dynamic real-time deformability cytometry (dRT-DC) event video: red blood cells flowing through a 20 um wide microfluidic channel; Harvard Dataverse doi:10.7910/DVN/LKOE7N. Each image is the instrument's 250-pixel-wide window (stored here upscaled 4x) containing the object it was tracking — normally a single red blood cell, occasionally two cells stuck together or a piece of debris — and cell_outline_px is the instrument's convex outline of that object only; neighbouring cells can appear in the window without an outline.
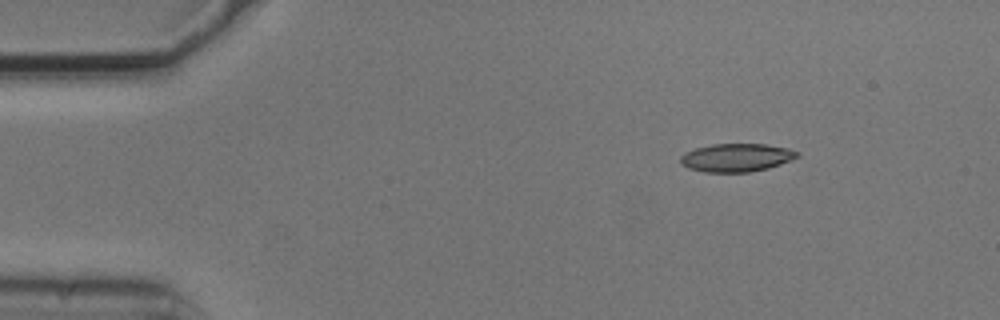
{"species": "common noctule bat (a hibernating species)", "species_latin": "Nyctalus noctula", "temperature_condition": "cold", "stored_images_in_passage": 7, "camera_frame_rate_fps": 3000, "um_per_image_px": 0.085, "animal": {"sex": "male", "body_mass_g": 20.5, "forearm_length_mm": 52.5}, "frame": {"image": 1, "passage_image": 2, "time_ms": 0.333, "image_size_px": [1000, 320], "cell_outline_px": [[800, 156], [780, 164], [768, 168], [748, 172], [704, 172], [688, 168], [680, 164], [680, 156], [684, 152], [696, 148], [712, 144], [764, 144], [788, 148], [800, 152]], "centroid_in_image_um": [62.58, 13.39], "position_along_channel_um": 22.4, "area_um2": 19.25}}
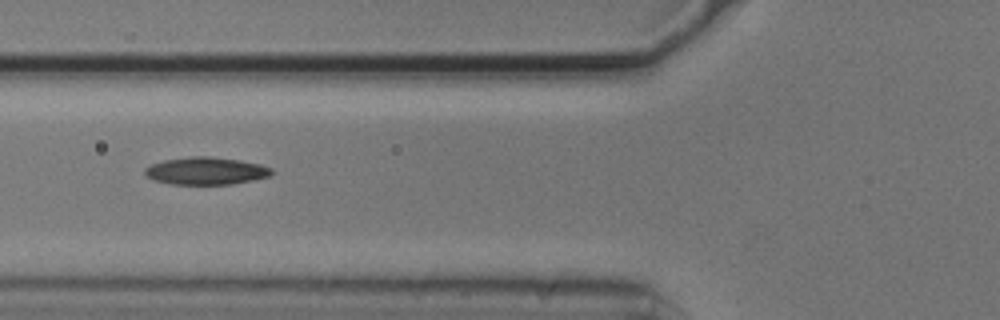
{"frame": {"image": 2, "passage_image": 5, "time_ms": 1.333, "image_size_px": [1000, 320], "cell_outline_px": [[272, 176], [232, 184], [172, 184], [152, 180], [144, 172], [144, 168], [152, 164], [164, 160], [192, 156], [208, 156], [240, 160], [260, 164], [272, 168]], "centroid_in_image_um": [17.52, 14.52], "position_along_channel_um": 108.3, "area_um2": 20.29}}
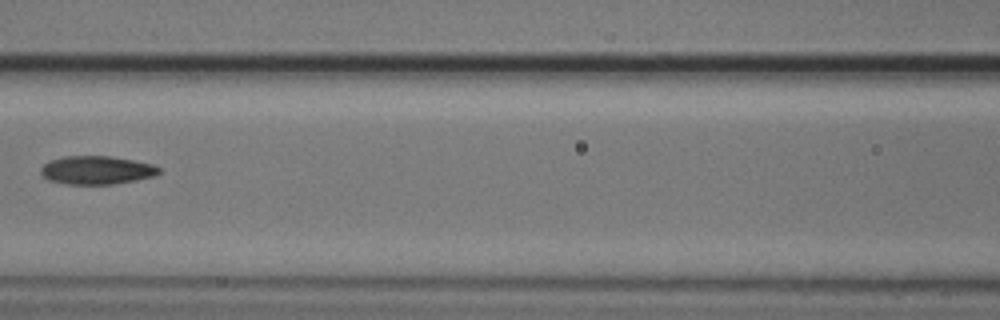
{"frame": {"image": 3, "passage_image": 6, "time_ms": 1.667, "image_size_px": [1000, 320], "cell_outline_px": [[160, 172], [156, 176], [136, 180], [112, 184], [68, 184], [48, 180], [40, 172], [40, 168], [44, 164], [52, 160], [64, 156], [108, 156], [132, 160], [152, 164], [160, 168]], "centroid_in_image_um": [8.22, 14.46], "position_along_channel_um": 158.4, "area_um2": 19.42}}